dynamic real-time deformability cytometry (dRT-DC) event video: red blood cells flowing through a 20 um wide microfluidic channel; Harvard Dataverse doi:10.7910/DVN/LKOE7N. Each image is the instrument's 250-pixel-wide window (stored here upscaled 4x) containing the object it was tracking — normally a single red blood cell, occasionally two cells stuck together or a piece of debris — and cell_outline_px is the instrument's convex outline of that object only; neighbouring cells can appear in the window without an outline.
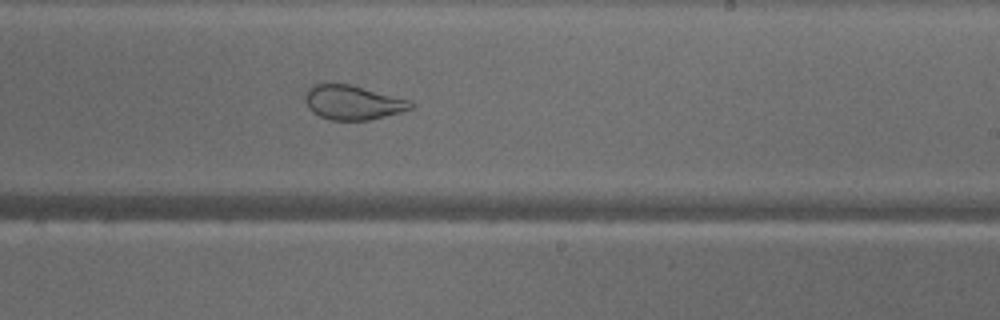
{"species": "common noctule bat (a hibernating species)", "species_latin": "Nyctalus noctula", "temperature_condition": "warm", "stored_images_in_passage": 48, "camera_frame_rate_fps": 3000, "um_per_image_px": 0.085, "animal": {"sex": "male", "body_mass_g": 18.8}, "frame": {"image": 1, "passage_image": 28, "time_ms": 9.0, "image_size_px": [1000, 320], "cell_outline_px": [[412, 108], [400, 112], [368, 120], [332, 120], [320, 116], [312, 112], [308, 108], [304, 100], [304, 92], [312, 84], [328, 80], [348, 84], [412, 100]], "centroid_in_image_um": [29.89, 8.66], "position_along_channel_um": 259.1, "area_um2": 21.62}}